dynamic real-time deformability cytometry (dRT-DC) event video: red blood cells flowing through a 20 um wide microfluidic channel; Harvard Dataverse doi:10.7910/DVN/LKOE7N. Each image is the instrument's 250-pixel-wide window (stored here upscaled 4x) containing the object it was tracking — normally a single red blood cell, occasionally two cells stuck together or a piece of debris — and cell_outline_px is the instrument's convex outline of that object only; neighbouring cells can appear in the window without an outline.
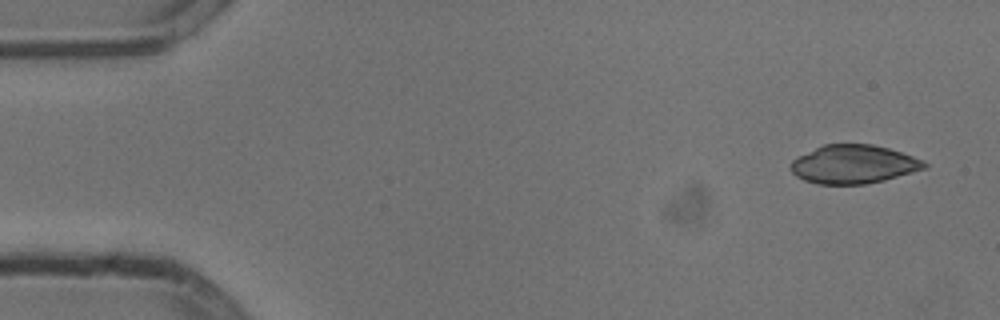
{"species": "common noctule bat (a hibernating species)", "species_latin": "Nyctalus noctula", "temperature_condition": "cold", "stored_images_in_passage": 51, "camera_frame_rate_fps": 3000, "um_per_image_px": 0.085, "animal": {"sex": "male", "body_mass_g": 13.3}, "frame": {"image": 1, "passage_image": 1, "time_ms": 0.0, "image_size_px": [1000, 320], "cell_outline_px": [[928, 168], [884, 180], [864, 184], [816, 184], [804, 180], [796, 176], [788, 168], [792, 160], [824, 144], [872, 144], [888, 148], [924, 160], [928, 164]], "centroid_in_image_um": [72.56, 13.97], "position_along_channel_um": 12.4, "area_um2": 30.0}}